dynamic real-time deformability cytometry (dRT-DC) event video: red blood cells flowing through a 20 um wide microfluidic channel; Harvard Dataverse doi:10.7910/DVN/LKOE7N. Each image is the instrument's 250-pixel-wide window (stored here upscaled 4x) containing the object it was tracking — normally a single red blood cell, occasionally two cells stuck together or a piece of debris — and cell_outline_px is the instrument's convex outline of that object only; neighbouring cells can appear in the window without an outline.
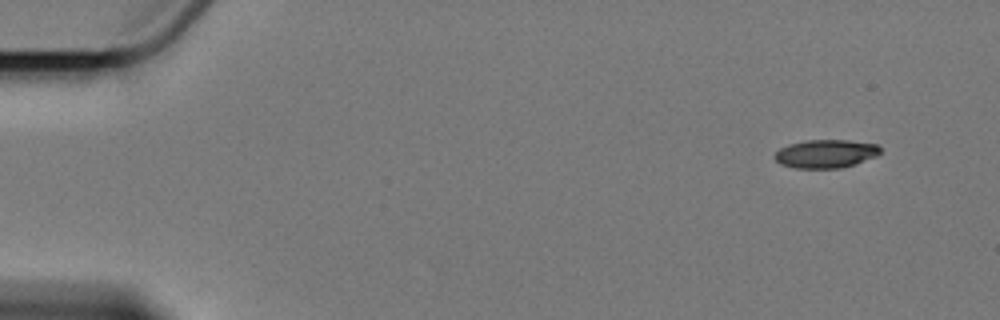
{"species": "Egyptian fruit bat (a non-hibernating species)", "species_latin": "Rousettus aegyptiacus", "temperature_condition": "cold", "stored_images_in_passage": 7, "camera_frame_rate_fps": 3000, "um_per_image_px": 0.085, "animal": {"sex": "female"}, "frame": {"image": 1, "passage_image": 1, "time_ms": 0.0, "image_size_px": [1000, 320], "cell_outline_px": [[880, 152], [876, 156], [840, 168], [796, 168], [780, 164], [772, 156], [780, 148], [788, 144], [804, 140], [848, 140], [876, 144], [880, 148]], "centroid_in_image_um": [70.13, 13.06], "position_along_channel_um": 14.9, "area_um2": 17.34}}
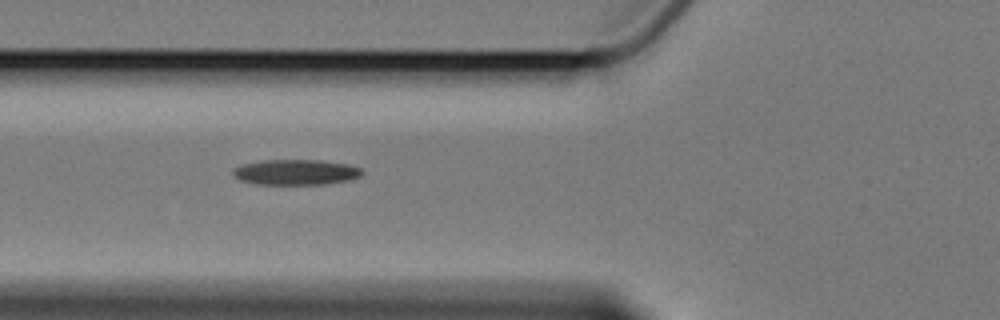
{"frame": {"image": 2, "passage_image": 6, "time_ms": 6.0, "image_size_px": [1000, 320], "cell_outline_px": [[364, 172], [360, 176], [348, 180], [324, 184], [256, 184], [240, 180], [232, 176], [232, 172], [236, 168], [244, 164], [260, 160], [320, 160], [348, 164], [360, 168]], "centroid_in_image_um": [25.14, 14.63], "position_along_channel_um": 100.7, "area_um2": 19.07}}
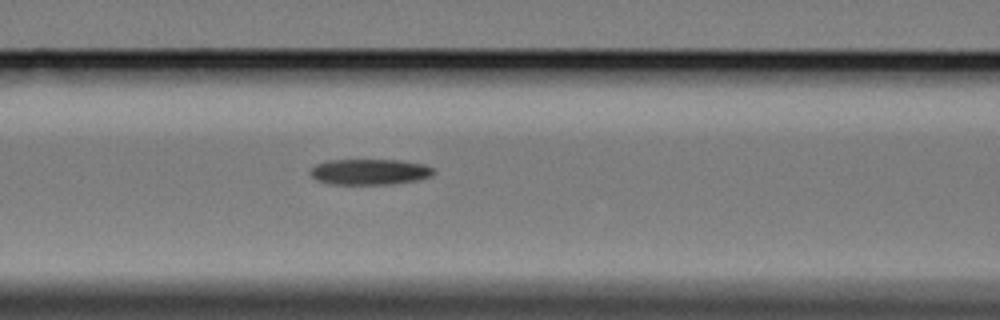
{"frame": {"image": 3, "passage_image": 7, "time_ms": 7.0, "image_size_px": [1000, 320], "cell_outline_px": [[436, 172], [432, 176], [416, 180], [392, 184], [332, 184], [316, 180], [308, 172], [316, 164], [328, 160], [400, 160], [424, 164], [432, 168]], "centroid_in_image_um": [31.42, 14.6], "position_along_channel_um": 135.2, "area_um2": 18.55}}